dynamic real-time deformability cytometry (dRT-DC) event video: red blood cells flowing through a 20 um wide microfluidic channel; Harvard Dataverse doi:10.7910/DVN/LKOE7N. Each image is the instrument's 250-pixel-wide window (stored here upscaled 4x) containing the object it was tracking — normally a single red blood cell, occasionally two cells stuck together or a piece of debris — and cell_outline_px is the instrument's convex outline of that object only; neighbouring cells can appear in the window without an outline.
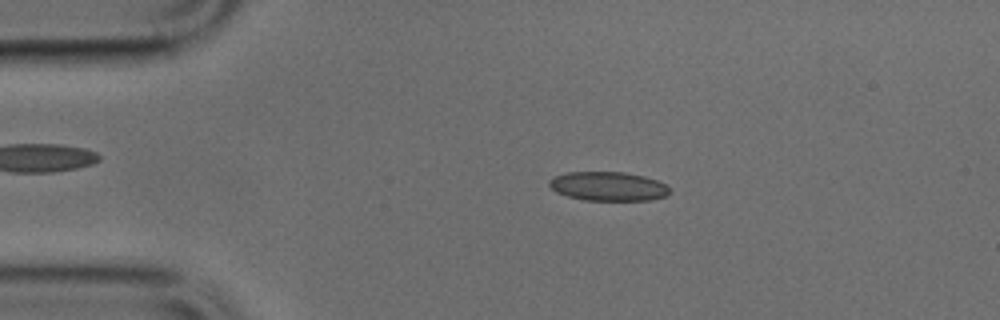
{"species": "common noctule bat (a hibernating species)", "species_latin": "Nyctalus noctula", "temperature_condition": "cold", "stored_images_in_passage": 49, "camera_frame_rate_fps": 3000, "um_per_image_px": 0.085, "animal": {"sex": "male", "body_mass_g": 17.9, "forearm_length_mm": 54.2}, "frame": {"image": 1, "passage_image": 9, "time_ms": 2.667, "image_size_px": [1000, 320], "cell_outline_px": [[668, 196], [652, 200], [584, 200], [568, 196], [556, 192], [548, 184], [548, 180], [556, 176], [568, 172], [624, 172], [644, 176], [656, 180], [664, 184], [668, 188]], "centroid_in_image_um": [51.69, 15.84], "position_along_channel_um": 33.3, "area_um2": 20.29}}
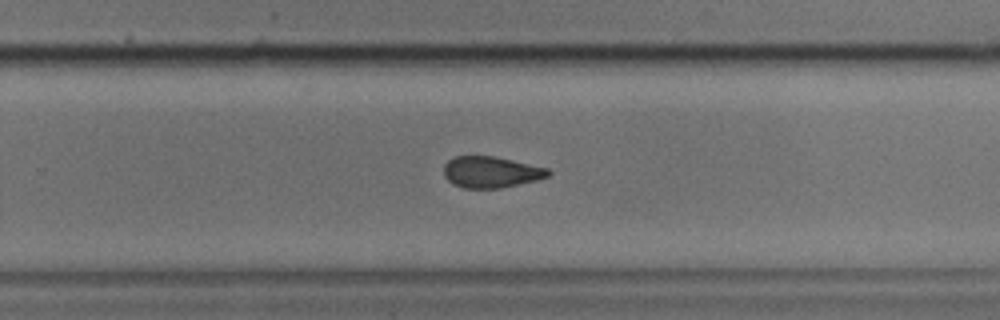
{"frame": {"image": 2, "passage_image": 31, "time_ms": 10.0, "image_size_px": [1000, 320], "cell_outline_px": [[552, 172], [548, 176], [536, 180], [500, 188], [464, 188], [452, 184], [444, 176], [444, 164], [448, 160], [456, 156], [492, 156], [512, 160], [548, 168]], "centroid_in_image_um": [41.71, 14.63], "position_along_channel_um": 288.1, "area_um2": 18.96}}
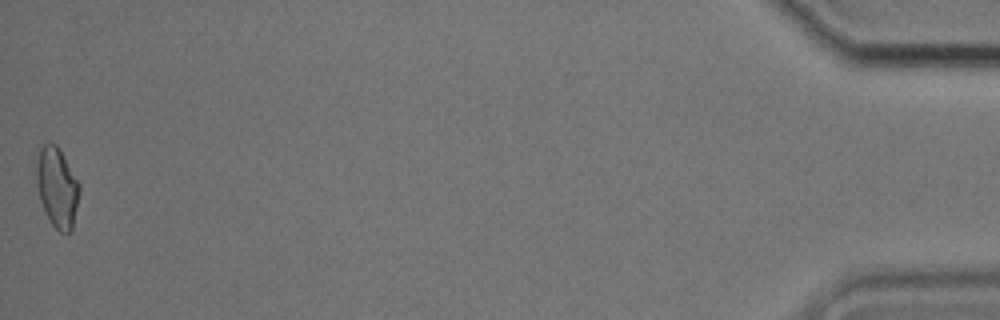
{"frame": {"image": 3, "passage_image": 49, "time_ms": 16.0, "image_size_px": [1000, 320], "cell_outline_px": [[80, 192], [72, 232], [60, 232], [52, 224], [44, 212], [36, 188], [32, 160], [40, 148], [48, 140], [56, 144], [80, 184]], "centroid_in_image_um": [4.79, 15.87], "position_along_channel_um": 430.4, "area_um2": 20.87}}